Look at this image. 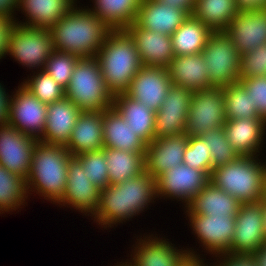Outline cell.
<instances>
[{"label":"cell","instance_id":"6da1fadb","mask_svg":"<svg viewBox=\"0 0 266 266\" xmlns=\"http://www.w3.org/2000/svg\"><path fill=\"white\" fill-rule=\"evenodd\" d=\"M156 198L157 179L145 171L123 183L100 190L99 206L91 219L107 230L140 215L150 203H155Z\"/></svg>","mask_w":266,"mask_h":266},{"label":"cell","instance_id":"7a4b0ae2","mask_svg":"<svg viewBox=\"0 0 266 266\" xmlns=\"http://www.w3.org/2000/svg\"><path fill=\"white\" fill-rule=\"evenodd\" d=\"M112 30L88 8L77 4L49 29L54 50L80 58L95 57Z\"/></svg>","mask_w":266,"mask_h":266},{"label":"cell","instance_id":"3957f363","mask_svg":"<svg viewBox=\"0 0 266 266\" xmlns=\"http://www.w3.org/2000/svg\"><path fill=\"white\" fill-rule=\"evenodd\" d=\"M71 157L64 145L38 140L26 180L28 196L36 192L39 197L57 205L67 186L68 161Z\"/></svg>","mask_w":266,"mask_h":266},{"label":"cell","instance_id":"277c9868","mask_svg":"<svg viewBox=\"0 0 266 266\" xmlns=\"http://www.w3.org/2000/svg\"><path fill=\"white\" fill-rule=\"evenodd\" d=\"M95 58L106 89L113 96L125 93L142 67L135 40L126 29L112 30Z\"/></svg>","mask_w":266,"mask_h":266},{"label":"cell","instance_id":"5b68a950","mask_svg":"<svg viewBox=\"0 0 266 266\" xmlns=\"http://www.w3.org/2000/svg\"><path fill=\"white\" fill-rule=\"evenodd\" d=\"M258 156H239L213 169L210 182L234 196L240 203H257L263 199L266 160Z\"/></svg>","mask_w":266,"mask_h":266},{"label":"cell","instance_id":"8992f818","mask_svg":"<svg viewBox=\"0 0 266 266\" xmlns=\"http://www.w3.org/2000/svg\"><path fill=\"white\" fill-rule=\"evenodd\" d=\"M65 96L81 111H105L112 108L113 95L106 89L95 57L78 60L65 89Z\"/></svg>","mask_w":266,"mask_h":266},{"label":"cell","instance_id":"52a82bcc","mask_svg":"<svg viewBox=\"0 0 266 266\" xmlns=\"http://www.w3.org/2000/svg\"><path fill=\"white\" fill-rule=\"evenodd\" d=\"M201 53L212 86L239 82L241 55L224 31L213 32Z\"/></svg>","mask_w":266,"mask_h":266},{"label":"cell","instance_id":"ba28073f","mask_svg":"<svg viewBox=\"0 0 266 266\" xmlns=\"http://www.w3.org/2000/svg\"><path fill=\"white\" fill-rule=\"evenodd\" d=\"M157 234L143 235L136 238L130 260L122 261V266H185L191 259H204L201 254L190 248H179L166 237ZM164 239V240H163Z\"/></svg>","mask_w":266,"mask_h":266},{"label":"cell","instance_id":"9c48e42d","mask_svg":"<svg viewBox=\"0 0 266 266\" xmlns=\"http://www.w3.org/2000/svg\"><path fill=\"white\" fill-rule=\"evenodd\" d=\"M53 51L49 29L29 28L15 24L10 34L7 55L13 57L17 63L29 70H44Z\"/></svg>","mask_w":266,"mask_h":266},{"label":"cell","instance_id":"30bf717a","mask_svg":"<svg viewBox=\"0 0 266 266\" xmlns=\"http://www.w3.org/2000/svg\"><path fill=\"white\" fill-rule=\"evenodd\" d=\"M226 120L222 87L198 90L192 93L185 135L202 136L210 129L223 127Z\"/></svg>","mask_w":266,"mask_h":266},{"label":"cell","instance_id":"8fae6325","mask_svg":"<svg viewBox=\"0 0 266 266\" xmlns=\"http://www.w3.org/2000/svg\"><path fill=\"white\" fill-rule=\"evenodd\" d=\"M13 93L9 100L7 123L21 133L40 140L46 127L48 104L41 102L22 84Z\"/></svg>","mask_w":266,"mask_h":266},{"label":"cell","instance_id":"7c38bea8","mask_svg":"<svg viewBox=\"0 0 266 266\" xmlns=\"http://www.w3.org/2000/svg\"><path fill=\"white\" fill-rule=\"evenodd\" d=\"M263 202L241 203L229 254L251 255L266 243Z\"/></svg>","mask_w":266,"mask_h":266},{"label":"cell","instance_id":"4fadbf2b","mask_svg":"<svg viewBox=\"0 0 266 266\" xmlns=\"http://www.w3.org/2000/svg\"><path fill=\"white\" fill-rule=\"evenodd\" d=\"M209 182L210 176L205 171L182 163L157 178L158 198L182 201L185 208Z\"/></svg>","mask_w":266,"mask_h":266},{"label":"cell","instance_id":"5bb4252c","mask_svg":"<svg viewBox=\"0 0 266 266\" xmlns=\"http://www.w3.org/2000/svg\"><path fill=\"white\" fill-rule=\"evenodd\" d=\"M192 233L210 255L227 253L234 237L235 216L187 214ZM204 246V247H203Z\"/></svg>","mask_w":266,"mask_h":266},{"label":"cell","instance_id":"9a60e30c","mask_svg":"<svg viewBox=\"0 0 266 266\" xmlns=\"http://www.w3.org/2000/svg\"><path fill=\"white\" fill-rule=\"evenodd\" d=\"M37 141L8 123L1 124L0 164L11 173L27 180Z\"/></svg>","mask_w":266,"mask_h":266},{"label":"cell","instance_id":"2e32d148","mask_svg":"<svg viewBox=\"0 0 266 266\" xmlns=\"http://www.w3.org/2000/svg\"><path fill=\"white\" fill-rule=\"evenodd\" d=\"M192 93L181 86H170L155 113V138L185 134Z\"/></svg>","mask_w":266,"mask_h":266},{"label":"cell","instance_id":"e0dca14e","mask_svg":"<svg viewBox=\"0 0 266 266\" xmlns=\"http://www.w3.org/2000/svg\"><path fill=\"white\" fill-rule=\"evenodd\" d=\"M99 197L100 189L88 179L81 163L72 156L68 161L64 196L57 205L69 206L85 216H92L99 206Z\"/></svg>","mask_w":266,"mask_h":266},{"label":"cell","instance_id":"ac0fdd59","mask_svg":"<svg viewBox=\"0 0 266 266\" xmlns=\"http://www.w3.org/2000/svg\"><path fill=\"white\" fill-rule=\"evenodd\" d=\"M171 85L167 68L142 66L125 94L157 112Z\"/></svg>","mask_w":266,"mask_h":266},{"label":"cell","instance_id":"d6986e66","mask_svg":"<svg viewBox=\"0 0 266 266\" xmlns=\"http://www.w3.org/2000/svg\"><path fill=\"white\" fill-rule=\"evenodd\" d=\"M240 55L266 43V9L238 11L224 31Z\"/></svg>","mask_w":266,"mask_h":266},{"label":"cell","instance_id":"ffe728a7","mask_svg":"<svg viewBox=\"0 0 266 266\" xmlns=\"http://www.w3.org/2000/svg\"><path fill=\"white\" fill-rule=\"evenodd\" d=\"M187 143L185 134L153 139L145 150L146 172L157 179L164 172L182 164Z\"/></svg>","mask_w":266,"mask_h":266},{"label":"cell","instance_id":"44dd1931","mask_svg":"<svg viewBox=\"0 0 266 266\" xmlns=\"http://www.w3.org/2000/svg\"><path fill=\"white\" fill-rule=\"evenodd\" d=\"M126 30L135 40L142 66L167 68L175 57L171 37L139 27L135 22Z\"/></svg>","mask_w":266,"mask_h":266},{"label":"cell","instance_id":"7402d4cb","mask_svg":"<svg viewBox=\"0 0 266 266\" xmlns=\"http://www.w3.org/2000/svg\"><path fill=\"white\" fill-rule=\"evenodd\" d=\"M223 129L227 140L239 156L261 154L266 140V121L263 118L226 120Z\"/></svg>","mask_w":266,"mask_h":266},{"label":"cell","instance_id":"603a6c76","mask_svg":"<svg viewBox=\"0 0 266 266\" xmlns=\"http://www.w3.org/2000/svg\"><path fill=\"white\" fill-rule=\"evenodd\" d=\"M189 14L157 0H142L135 23L153 32L171 36Z\"/></svg>","mask_w":266,"mask_h":266},{"label":"cell","instance_id":"cb8c5ba5","mask_svg":"<svg viewBox=\"0 0 266 266\" xmlns=\"http://www.w3.org/2000/svg\"><path fill=\"white\" fill-rule=\"evenodd\" d=\"M81 112L66 96L49 103L46 127L40 141L65 146Z\"/></svg>","mask_w":266,"mask_h":266},{"label":"cell","instance_id":"d4e9b609","mask_svg":"<svg viewBox=\"0 0 266 266\" xmlns=\"http://www.w3.org/2000/svg\"><path fill=\"white\" fill-rule=\"evenodd\" d=\"M65 147L73 157L102 150L104 148L103 111H82Z\"/></svg>","mask_w":266,"mask_h":266},{"label":"cell","instance_id":"484cf974","mask_svg":"<svg viewBox=\"0 0 266 266\" xmlns=\"http://www.w3.org/2000/svg\"><path fill=\"white\" fill-rule=\"evenodd\" d=\"M77 0H19L17 10L25 15V21L16 24L29 28L50 29L75 4Z\"/></svg>","mask_w":266,"mask_h":266},{"label":"cell","instance_id":"4316f807","mask_svg":"<svg viewBox=\"0 0 266 266\" xmlns=\"http://www.w3.org/2000/svg\"><path fill=\"white\" fill-rule=\"evenodd\" d=\"M171 83L196 92L213 87L202 53L175 56L167 67Z\"/></svg>","mask_w":266,"mask_h":266},{"label":"cell","instance_id":"83f0119b","mask_svg":"<svg viewBox=\"0 0 266 266\" xmlns=\"http://www.w3.org/2000/svg\"><path fill=\"white\" fill-rule=\"evenodd\" d=\"M104 148L145 153L147 144L112 107L103 111Z\"/></svg>","mask_w":266,"mask_h":266},{"label":"cell","instance_id":"f1b7e54d","mask_svg":"<svg viewBox=\"0 0 266 266\" xmlns=\"http://www.w3.org/2000/svg\"><path fill=\"white\" fill-rule=\"evenodd\" d=\"M241 203L209 182L184 208L186 214L236 216Z\"/></svg>","mask_w":266,"mask_h":266},{"label":"cell","instance_id":"f546056e","mask_svg":"<svg viewBox=\"0 0 266 266\" xmlns=\"http://www.w3.org/2000/svg\"><path fill=\"white\" fill-rule=\"evenodd\" d=\"M112 107L125 119L134 132L148 144L155 139V113L125 93L113 96Z\"/></svg>","mask_w":266,"mask_h":266},{"label":"cell","instance_id":"4dcf8cb0","mask_svg":"<svg viewBox=\"0 0 266 266\" xmlns=\"http://www.w3.org/2000/svg\"><path fill=\"white\" fill-rule=\"evenodd\" d=\"M213 31L197 18L189 17L170 36L175 56L201 53Z\"/></svg>","mask_w":266,"mask_h":266},{"label":"cell","instance_id":"1f68e13d","mask_svg":"<svg viewBox=\"0 0 266 266\" xmlns=\"http://www.w3.org/2000/svg\"><path fill=\"white\" fill-rule=\"evenodd\" d=\"M142 0H92L91 9L100 20L113 30L126 29L135 22Z\"/></svg>","mask_w":266,"mask_h":266},{"label":"cell","instance_id":"d6a6232c","mask_svg":"<svg viewBox=\"0 0 266 266\" xmlns=\"http://www.w3.org/2000/svg\"><path fill=\"white\" fill-rule=\"evenodd\" d=\"M108 166L109 185L123 183L146 171L145 153H132L104 148Z\"/></svg>","mask_w":266,"mask_h":266},{"label":"cell","instance_id":"836d02e7","mask_svg":"<svg viewBox=\"0 0 266 266\" xmlns=\"http://www.w3.org/2000/svg\"><path fill=\"white\" fill-rule=\"evenodd\" d=\"M237 13L236 0H196L191 15L218 32L225 31Z\"/></svg>","mask_w":266,"mask_h":266},{"label":"cell","instance_id":"e575fe53","mask_svg":"<svg viewBox=\"0 0 266 266\" xmlns=\"http://www.w3.org/2000/svg\"><path fill=\"white\" fill-rule=\"evenodd\" d=\"M28 198L26 180L0 164V214L21 210Z\"/></svg>","mask_w":266,"mask_h":266},{"label":"cell","instance_id":"d590c367","mask_svg":"<svg viewBox=\"0 0 266 266\" xmlns=\"http://www.w3.org/2000/svg\"><path fill=\"white\" fill-rule=\"evenodd\" d=\"M222 89L227 120L262 118L252 103L250 94L240 82L222 87Z\"/></svg>","mask_w":266,"mask_h":266},{"label":"cell","instance_id":"8d00e7d4","mask_svg":"<svg viewBox=\"0 0 266 266\" xmlns=\"http://www.w3.org/2000/svg\"><path fill=\"white\" fill-rule=\"evenodd\" d=\"M27 78L20 84L43 103H53L65 96V89L45 70L34 71L33 75Z\"/></svg>","mask_w":266,"mask_h":266},{"label":"cell","instance_id":"74e56055","mask_svg":"<svg viewBox=\"0 0 266 266\" xmlns=\"http://www.w3.org/2000/svg\"><path fill=\"white\" fill-rule=\"evenodd\" d=\"M200 137L206 142L207 147L210 149L213 169L221 165H226L239 157V154L227 140L223 127L210 129Z\"/></svg>","mask_w":266,"mask_h":266},{"label":"cell","instance_id":"f35d334b","mask_svg":"<svg viewBox=\"0 0 266 266\" xmlns=\"http://www.w3.org/2000/svg\"><path fill=\"white\" fill-rule=\"evenodd\" d=\"M84 168V174L102 190L109 186L108 166L104 148L74 156Z\"/></svg>","mask_w":266,"mask_h":266},{"label":"cell","instance_id":"ab89813d","mask_svg":"<svg viewBox=\"0 0 266 266\" xmlns=\"http://www.w3.org/2000/svg\"><path fill=\"white\" fill-rule=\"evenodd\" d=\"M79 56L54 50L44 68L59 85L67 88Z\"/></svg>","mask_w":266,"mask_h":266},{"label":"cell","instance_id":"60d3db41","mask_svg":"<svg viewBox=\"0 0 266 266\" xmlns=\"http://www.w3.org/2000/svg\"><path fill=\"white\" fill-rule=\"evenodd\" d=\"M183 163L197 170L205 171L209 176L213 171L212 156L206 142L200 137H188Z\"/></svg>","mask_w":266,"mask_h":266},{"label":"cell","instance_id":"b9f144b4","mask_svg":"<svg viewBox=\"0 0 266 266\" xmlns=\"http://www.w3.org/2000/svg\"><path fill=\"white\" fill-rule=\"evenodd\" d=\"M266 76V43L241 55L239 80Z\"/></svg>","mask_w":266,"mask_h":266},{"label":"cell","instance_id":"7bdbcfd3","mask_svg":"<svg viewBox=\"0 0 266 266\" xmlns=\"http://www.w3.org/2000/svg\"><path fill=\"white\" fill-rule=\"evenodd\" d=\"M239 82L250 94L252 103L258 110V114L266 121V76L242 78Z\"/></svg>","mask_w":266,"mask_h":266},{"label":"cell","instance_id":"ee69618b","mask_svg":"<svg viewBox=\"0 0 266 266\" xmlns=\"http://www.w3.org/2000/svg\"><path fill=\"white\" fill-rule=\"evenodd\" d=\"M212 257H216L215 260L217 261L214 264L210 263L209 266H257L253 256L248 254L224 253Z\"/></svg>","mask_w":266,"mask_h":266},{"label":"cell","instance_id":"f6af8a7d","mask_svg":"<svg viewBox=\"0 0 266 266\" xmlns=\"http://www.w3.org/2000/svg\"><path fill=\"white\" fill-rule=\"evenodd\" d=\"M15 24L13 16L0 15V59L8 54L9 38Z\"/></svg>","mask_w":266,"mask_h":266},{"label":"cell","instance_id":"bcb514c9","mask_svg":"<svg viewBox=\"0 0 266 266\" xmlns=\"http://www.w3.org/2000/svg\"><path fill=\"white\" fill-rule=\"evenodd\" d=\"M4 84L0 83V125L7 123L10 94L6 93Z\"/></svg>","mask_w":266,"mask_h":266},{"label":"cell","instance_id":"7dc6e473","mask_svg":"<svg viewBox=\"0 0 266 266\" xmlns=\"http://www.w3.org/2000/svg\"><path fill=\"white\" fill-rule=\"evenodd\" d=\"M238 11L266 9V0H236Z\"/></svg>","mask_w":266,"mask_h":266},{"label":"cell","instance_id":"c3c4849f","mask_svg":"<svg viewBox=\"0 0 266 266\" xmlns=\"http://www.w3.org/2000/svg\"><path fill=\"white\" fill-rule=\"evenodd\" d=\"M169 6L185 10L189 15L192 14L196 0H157Z\"/></svg>","mask_w":266,"mask_h":266},{"label":"cell","instance_id":"681fc988","mask_svg":"<svg viewBox=\"0 0 266 266\" xmlns=\"http://www.w3.org/2000/svg\"><path fill=\"white\" fill-rule=\"evenodd\" d=\"M18 4L19 0H0V15L13 16L16 19Z\"/></svg>","mask_w":266,"mask_h":266},{"label":"cell","instance_id":"f907efd6","mask_svg":"<svg viewBox=\"0 0 266 266\" xmlns=\"http://www.w3.org/2000/svg\"><path fill=\"white\" fill-rule=\"evenodd\" d=\"M255 259L257 266H266V243L262 247L251 254Z\"/></svg>","mask_w":266,"mask_h":266},{"label":"cell","instance_id":"816d5d0a","mask_svg":"<svg viewBox=\"0 0 266 266\" xmlns=\"http://www.w3.org/2000/svg\"><path fill=\"white\" fill-rule=\"evenodd\" d=\"M204 260L206 259H191L185 266H209Z\"/></svg>","mask_w":266,"mask_h":266},{"label":"cell","instance_id":"f5cc1de1","mask_svg":"<svg viewBox=\"0 0 266 266\" xmlns=\"http://www.w3.org/2000/svg\"><path fill=\"white\" fill-rule=\"evenodd\" d=\"M262 202H265L266 203V173H265V176H264V186H263V199H262Z\"/></svg>","mask_w":266,"mask_h":266},{"label":"cell","instance_id":"db71d44e","mask_svg":"<svg viewBox=\"0 0 266 266\" xmlns=\"http://www.w3.org/2000/svg\"><path fill=\"white\" fill-rule=\"evenodd\" d=\"M263 208H264V230H265V234H266V203L263 202Z\"/></svg>","mask_w":266,"mask_h":266},{"label":"cell","instance_id":"11a10c76","mask_svg":"<svg viewBox=\"0 0 266 266\" xmlns=\"http://www.w3.org/2000/svg\"><path fill=\"white\" fill-rule=\"evenodd\" d=\"M113 266H122V265L120 264V262L119 263L117 262V265H113Z\"/></svg>","mask_w":266,"mask_h":266}]
</instances>
